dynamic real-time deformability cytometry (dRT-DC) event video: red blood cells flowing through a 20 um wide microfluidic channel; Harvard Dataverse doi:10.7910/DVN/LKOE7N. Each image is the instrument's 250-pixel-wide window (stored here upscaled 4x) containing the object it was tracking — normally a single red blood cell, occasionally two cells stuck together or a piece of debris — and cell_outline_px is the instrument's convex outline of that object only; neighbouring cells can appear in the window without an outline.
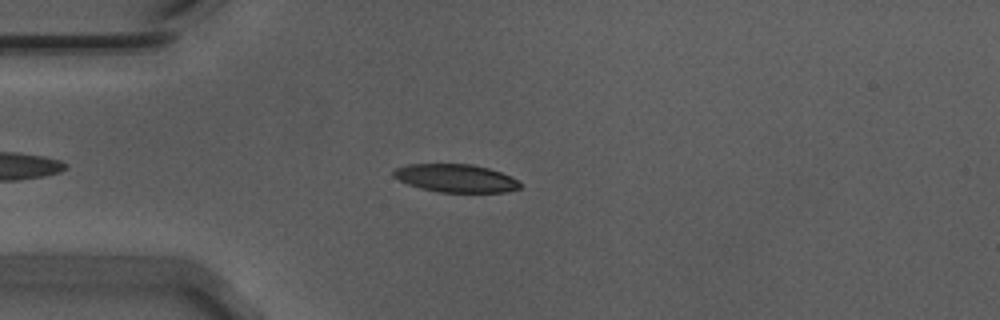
{"species": "Egyptian fruit bat (a non-hibernating species)", "species_latin": "Rousettus aegyptiacus", "temperature_condition": "warm", "stored_images_in_passage": 42, "camera_frame_rate_fps": 3000, "um_per_image_px": 0.085, "animal": {"sex": "male"}, "frame": {"image": 1, "passage_image": 9, "time_ms": 2.667, "image_size_px": [1000, 320], "cell_outline_px": [[520, 188], [508, 192], [440, 192], [420, 188], [408, 184], [392, 176], [392, 172], [396, 168], [408, 164], [472, 164], [488, 168], [500, 172], [516, 180], [520, 184]], "centroid_in_image_um": [38.71, 15.15], "position_along_channel_um": 46.3, "area_um2": 20.52}}
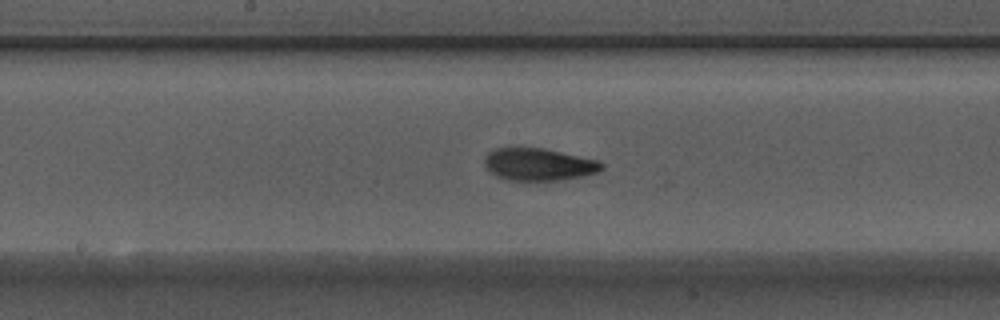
{"frame": {"image": 2, "passage_image": 23, "time_ms": 7.333, "image_size_px": [1000, 320], "cell_outline_px": [[604, 168], [600, 172], [580, 176], [556, 180], [508, 180], [496, 176], [484, 164], [484, 156], [488, 152], [496, 148], [544, 148], [596, 160], [604, 164]], "centroid_in_image_um": [45.78, 13.97], "position_along_channel_um": 202.4, "area_um2": 21.85}}
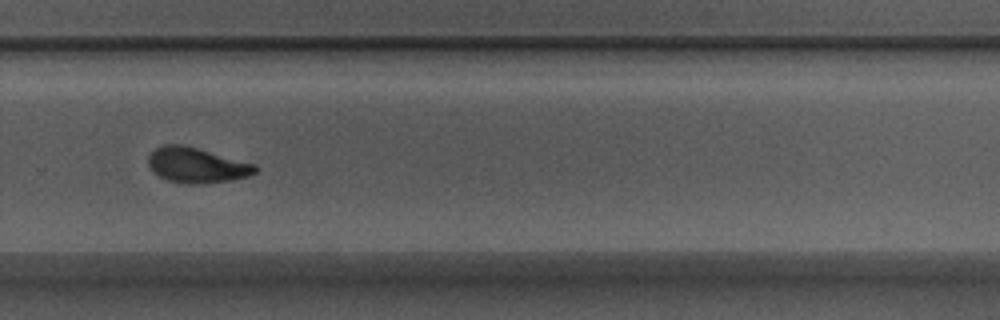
{"frame": {"image": 3, "passage_image": 32, "time_ms": 10.333, "image_size_px": [1000, 320], "cell_outline_px": [[256, 172], [248, 176], [232, 180], [196, 184], [184, 184], [168, 180], [152, 172], [148, 164], [148, 156], [156, 148], [164, 144], [180, 144], [196, 148], [256, 164]], "centroid_in_image_um": [16.69, 14.05], "position_along_channel_um": 313.1, "area_um2": 21.79}, "authors_computed_cell_mechanics": {"area_um2": 21.9351, "velocity_mm_per_s": 3.6984, "shape_relaxation_time_tau1_ms": 4.576, "shape_relaxation_time_tau2_ms": 1.5326, "deformation_change_tau1": 0.1597, "deformation_change_tau2": 0.0763}}